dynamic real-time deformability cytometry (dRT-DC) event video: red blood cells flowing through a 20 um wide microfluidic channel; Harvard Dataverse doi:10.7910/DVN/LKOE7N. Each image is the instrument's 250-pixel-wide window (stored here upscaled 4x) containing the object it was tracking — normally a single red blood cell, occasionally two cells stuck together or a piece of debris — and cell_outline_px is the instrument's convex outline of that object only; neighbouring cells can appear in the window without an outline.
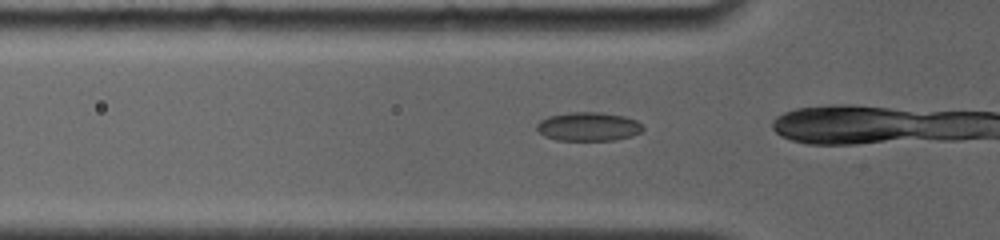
{"species": "common noctule bat (a hibernating species)", "species_latin": "Nyctalus noctula", "temperature_condition": "room temperature", "stored_images_in_passage": 5, "camera_frame_rate_fps": 4000, "um_per_image_px": 0.085, "animal": {"sex": "female", "body_mass_g": 19.0, "forearm_length_mm": 56.7}, "frame": {"image": 1, "passage_image": 2, "time_ms": 0.5, "image_size_px": [1000, 240], "cell_outline_px": [[644, 128], [640, 132], [632, 136], [616, 140], [556, 140], [544, 136], [536, 128], [536, 124], [540, 120], [548, 116], [568, 112], [600, 112], [624, 116], [636, 120]], "centroid_in_image_um": [49.99, 10.76], "position_along_channel_um": 75.8, "area_um2": 17.86}}